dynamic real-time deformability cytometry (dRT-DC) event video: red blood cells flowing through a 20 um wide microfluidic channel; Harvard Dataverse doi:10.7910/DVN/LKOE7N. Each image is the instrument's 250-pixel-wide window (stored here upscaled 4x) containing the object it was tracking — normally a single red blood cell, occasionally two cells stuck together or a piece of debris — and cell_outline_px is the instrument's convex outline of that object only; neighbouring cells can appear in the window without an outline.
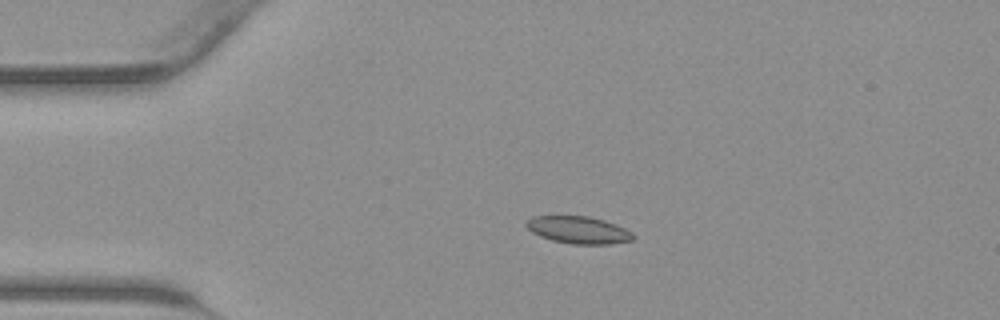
{"species": "common noctule bat (a hibernating species)", "species_latin": "Nyctalus noctula", "temperature_condition": "warm", "stored_images_in_passage": 35, "camera_frame_rate_fps": 3000, "um_per_image_px": 0.085, "animal": {"sex": "male", "body_mass_g": 23.1, "forearm_length_mm": 52.7}, "frame": {"image": 1, "passage_image": 1, "time_ms": 0.0, "image_size_px": [1000, 320], "cell_outline_px": [[636, 236], [632, 240], [608, 244], [572, 244], [552, 240], [540, 236], [532, 232], [524, 224], [532, 216], [588, 216], [604, 220], [616, 224], [632, 232]], "centroid_in_image_um": [49.18, 19.54], "position_along_channel_um": 35.8, "area_um2": 16.94}}
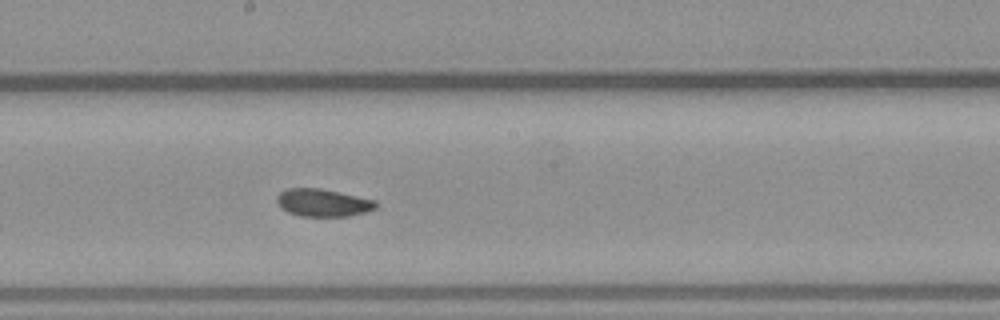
{"frame": {"image": 2, "passage_image": 15, "time_ms": 4.667, "image_size_px": [1000, 320], "cell_outline_px": [[376, 208], [368, 212], [348, 216], [300, 216], [288, 212], [276, 200], [276, 196], [280, 192], [288, 188], [320, 188], [340, 192], [376, 200]], "centroid_in_image_um": [27.48, 17.22], "position_along_channel_um": 220.7, "area_um2": 15.9}}
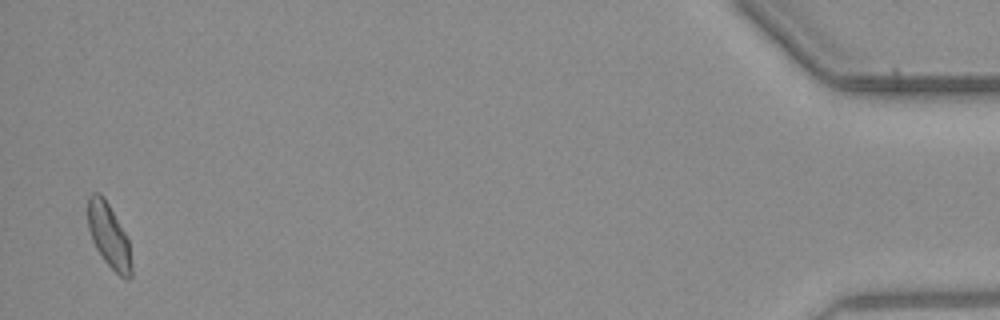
{"frame": {"image": 3, "passage_image": 34, "time_ms": 11.0, "image_size_px": [1000, 320], "cell_outline_px": [[132, 276], [128, 280], [120, 276], [104, 260], [96, 248], [92, 240], [88, 228], [88, 196], [92, 192], [100, 192], [104, 196], [124, 232], [128, 240], [132, 264]], "centroid_in_image_um": [9.25, 20.03], "position_along_channel_um": 426.0, "area_um2": 16.24}}